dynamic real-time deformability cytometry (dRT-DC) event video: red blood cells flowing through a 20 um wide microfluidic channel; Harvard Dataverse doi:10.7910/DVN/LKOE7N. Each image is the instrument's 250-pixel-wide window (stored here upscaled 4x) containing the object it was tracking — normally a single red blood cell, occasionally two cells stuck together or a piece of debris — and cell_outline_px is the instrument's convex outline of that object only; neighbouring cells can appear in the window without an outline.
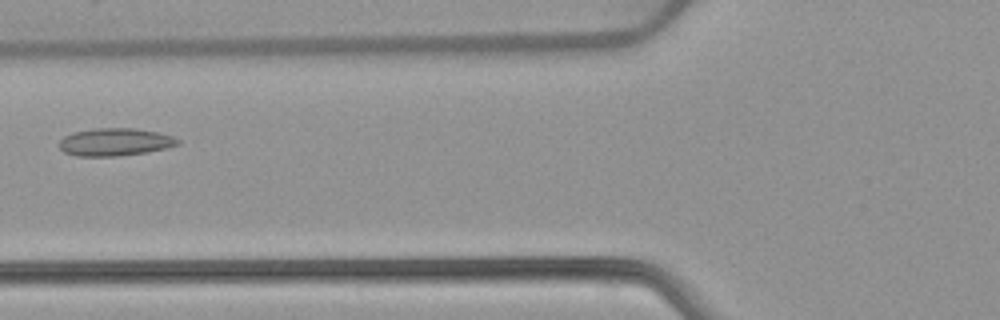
{"species": "common noctule bat (a hibernating species)", "species_latin": "Nyctalus noctula", "temperature_condition": "warm", "stored_images_in_passage": 5, "camera_frame_rate_fps": 3000, "um_per_image_px": 0.085, "animal": {"sex": "female", "body_mass_g": 22.7, "forearm_length_mm": 54.2}, "frame": {"image": 1, "passage_image": 5, "time_ms": 5.667, "image_size_px": [1000, 320], "cell_outline_px": [[180, 144], [168, 148], [148, 152], [116, 156], [76, 156], [64, 152], [56, 144], [64, 136], [72, 132], [92, 128], [132, 128], [160, 132], [172, 136], [180, 140]], "centroid_in_image_um": [9.77, 12.07], "position_along_channel_um": 116.0, "area_um2": 19.42}}